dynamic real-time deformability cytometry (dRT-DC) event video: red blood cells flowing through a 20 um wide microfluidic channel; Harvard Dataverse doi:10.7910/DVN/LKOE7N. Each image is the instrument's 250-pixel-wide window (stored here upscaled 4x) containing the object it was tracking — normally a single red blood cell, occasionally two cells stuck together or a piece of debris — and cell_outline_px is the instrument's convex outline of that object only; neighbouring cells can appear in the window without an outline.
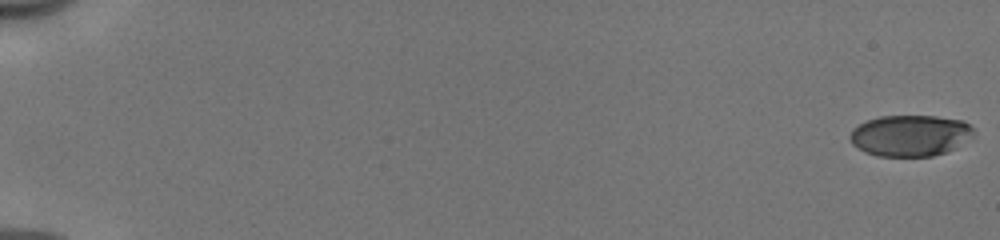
{"species": "human", "species_latin": "Homo sapiens", "temperature_condition": "cold", "stored_images_in_passage": 54, "camera_frame_rate_fps": 3000, "um_per_image_px": 0.085, "donor": {"sex": "male"}, "frame": {"image": 1, "passage_image": 1, "time_ms": 0.0, "image_size_px": [1000, 240], "cell_outline_px": [[964, 124], [940, 152], [924, 156], [892, 156], [872, 152], [864, 148], [852, 140], [852, 136], [864, 124], [872, 120], [892, 116], [924, 116], [952, 120]], "centroid_in_image_um": [77.06, 11.51], "position_along_channel_um": 7.9, "area_um2": 24.57}}
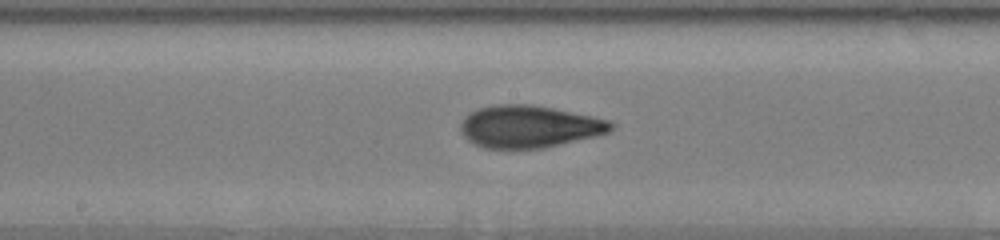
{"frame": {"image": 2, "passage_image": 31, "time_ms": 10.0, "image_size_px": [1000, 240], "cell_outline_px": [[608, 128], [596, 132], [560, 140], [536, 144], [492, 144], [476, 136], [468, 128], [468, 120], [472, 116], [480, 112], [500, 108], [532, 108], [556, 112], [592, 120], [608, 124]], "centroid_in_image_um": [45.0, 10.72], "position_along_channel_um": 203.2, "area_um2": 26.65}}
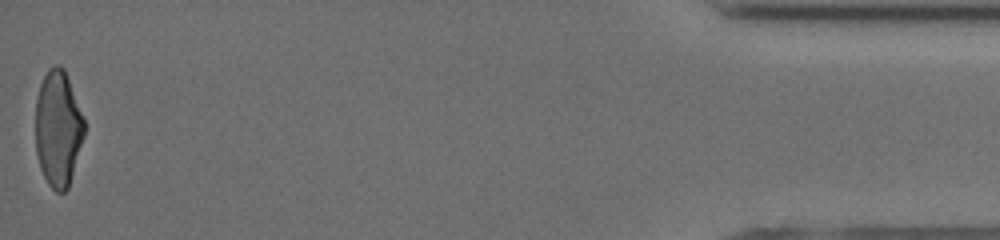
{"frame": {"image": 3, "passage_image": 54, "time_ms": 17.667, "image_size_px": [1000, 240], "cell_outline_px": [[84, 132], [68, 184], [60, 192], [52, 184], [44, 172], [44, 80], [48, 72], [60, 68], [64, 72], [84, 120]], "centroid_in_image_um": [5.16, 10.96], "position_along_channel_um": 430.0, "area_um2": 26.13}, "authors_computed_cell_mechanics": {"area_um2": 26.588, "velocity_mm_per_s": 4.0002, "shape_relaxation_time_tau1_ms": 6.0383, "shape_relaxation_time_tau2_ms": 2.1706, "deformation_change_tau1": 0.2579, "deformation_change_tau2": 0.0954}}